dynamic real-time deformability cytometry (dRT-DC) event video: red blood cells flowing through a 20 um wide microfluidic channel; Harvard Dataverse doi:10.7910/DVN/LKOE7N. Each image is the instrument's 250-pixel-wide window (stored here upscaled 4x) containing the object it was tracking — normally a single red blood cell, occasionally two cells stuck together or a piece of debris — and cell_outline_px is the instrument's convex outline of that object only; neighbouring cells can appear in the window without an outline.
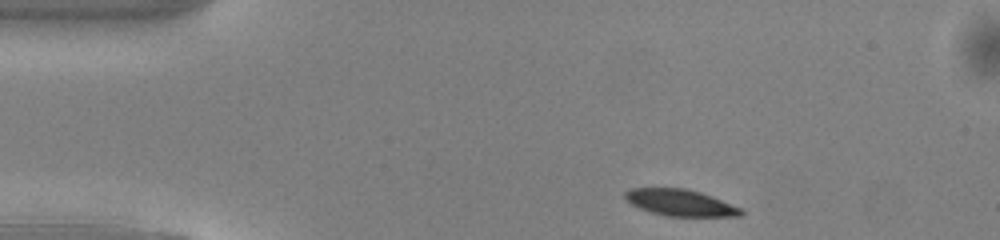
{"species": "common noctule bat (a hibernating species)", "species_latin": "Nyctalus noctula", "temperature_condition": "warm", "stored_images_in_passage": 43, "camera_frame_rate_fps": 3000, "um_per_image_px": 0.085, "animal": {"sex": "male", "body_mass_g": 13.0, "forearm_length_mm": 53.1}, "frame": {"image": 1, "passage_image": 1, "time_ms": 0.0, "image_size_px": [1000, 240], "cell_outline_px": [[744, 212], [740, 216], [668, 216], [652, 212], [640, 208], [632, 204], [624, 196], [624, 192], [632, 188], [684, 188], [700, 192], [712, 196], [740, 208]], "centroid_in_image_um": [57.82, 17.22], "position_along_channel_um": 27.2, "area_um2": 17.63}}
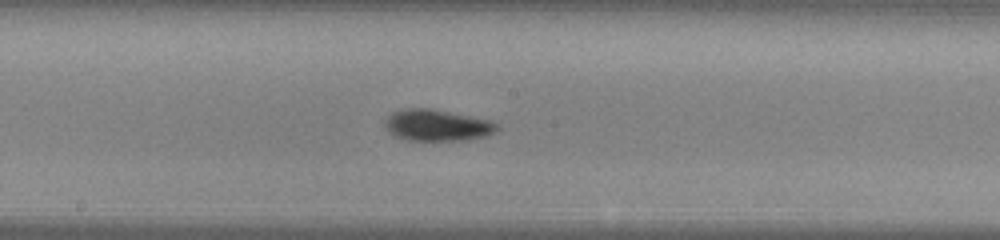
{"frame": {"image": 2, "passage_image": 19, "time_ms": 6.0, "image_size_px": [1000, 240], "cell_outline_px": [[500, 128], [496, 132], [488, 136], [468, 140], [432, 144], [404, 140], [392, 136], [388, 132], [384, 124], [384, 120], [392, 112], [404, 108], [428, 108], [492, 120]], "centroid_in_image_um": [37.13, 10.71], "position_along_channel_um": 211.1, "area_um2": 21.79}}
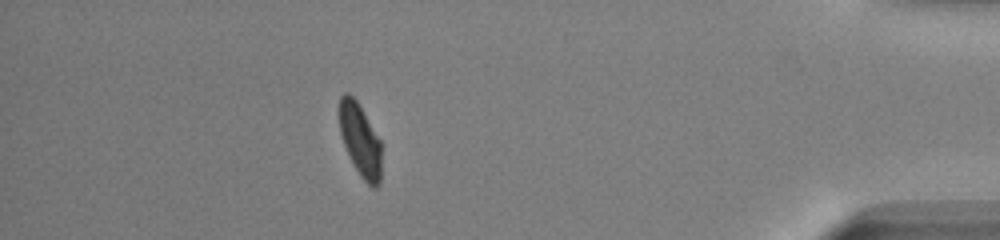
{"frame": {"image": 3, "passage_image": 37, "time_ms": 12.0, "image_size_px": [1000, 240], "cell_outline_px": [[380, 184], [376, 188], [372, 188], [360, 176], [344, 144], [340, 132], [340, 96], [344, 92], [348, 92], [356, 100], [380, 140]], "centroid_in_image_um": [30.62, 11.91], "position_along_channel_um": 404.6, "area_um2": 17.34}, "authors_computed_cell_mechanics": {"area_um2": 19.2474, "velocity_mm_per_s": 4.085, "shape_relaxation_time_tau1_ms": 2.0317, "shape_relaxation_time_tau2_ms": 2.3988, "deformation_change_tau1": 0.1354, "deformation_change_tau2": 0.0591}}